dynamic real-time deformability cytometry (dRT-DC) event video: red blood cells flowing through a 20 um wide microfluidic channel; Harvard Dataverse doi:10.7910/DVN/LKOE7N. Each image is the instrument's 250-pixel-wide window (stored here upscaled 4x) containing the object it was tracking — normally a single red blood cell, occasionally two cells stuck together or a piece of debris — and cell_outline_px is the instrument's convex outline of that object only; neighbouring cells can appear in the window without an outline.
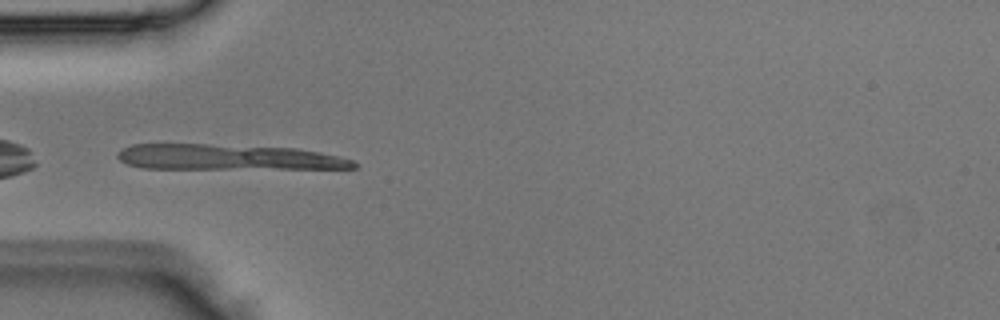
{"species": "Egyptian fruit bat (a non-hibernating species)", "species_latin": "Rousettus aegyptiacus", "temperature_condition": "room temperature", "stored_images_in_passage": 3, "camera_frame_rate_fps": 3000, "um_per_image_px": 0.085, "animal": {"sex": "male"}, "frame": {"image": 1, "passage_image": 3, "time_ms": 0.667, "image_size_px": [1000, 320], "cell_outline_px": [[360, 164], [356, 168], [140, 168], [128, 164], [120, 160], [116, 156], [116, 152], [132, 144], [208, 144], [296, 148], [320, 152], [340, 156], [352, 160]], "centroid_in_image_um": [19.36, 13.35], "position_along_channel_um": 65.6, "area_um2": 34.97}}